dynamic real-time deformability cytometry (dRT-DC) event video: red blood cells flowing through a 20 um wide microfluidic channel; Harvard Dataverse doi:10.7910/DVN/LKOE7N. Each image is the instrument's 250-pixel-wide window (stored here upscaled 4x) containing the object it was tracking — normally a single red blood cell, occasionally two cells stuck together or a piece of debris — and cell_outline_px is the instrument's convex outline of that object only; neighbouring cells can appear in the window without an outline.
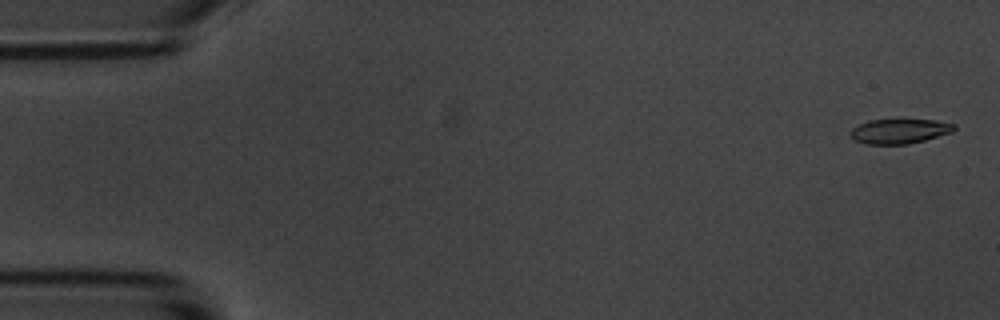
{"species": "common noctule bat (a hibernating species)", "species_latin": "Nyctalus noctula", "temperature_condition": "room temperature", "stored_images_in_passage": 56, "camera_frame_rate_fps": 3000, "um_per_image_px": 0.085, "animal": {"sex": "male", "body_mass_g": 20.1, "forearm_length_mm": 53.5}, "frame": {"image": 1, "passage_image": 2, "time_ms": 0.333, "image_size_px": [1000, 320], "cell_outline_px": [[956, 128], [952, 132], [924, 140], [908, 144], [868, 144], [856, 140], [848, 132], [852, 128], [868, 120], [936, 120], [956, 124]], "centroid_in_image_um": [76.47, 11.15], "position_along_channel_um": 8.5, "area_um2": 14.8}}
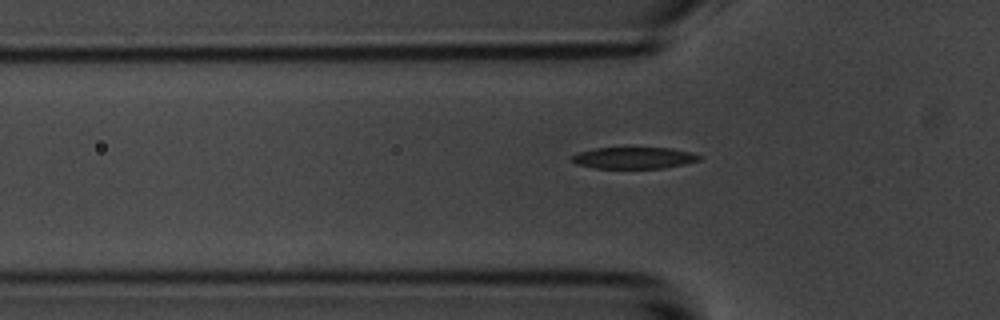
{"frame": {"image": 2, "passage_image": 18, "time_ms": 5.667, "image_size_px": [1000, 320], "cell_outline_px": [[700, 160], [684, 164], [664, 168], [596, 168], [576, 164], [572, 160], [572, 156], [580, 152], [596, 148], [672, 148], [692, 152], [700, 156]], "centroid_in_image_um": [53.91, 13.42], "position_along_channel_um": 71.9, "area_um2": 15.84}}
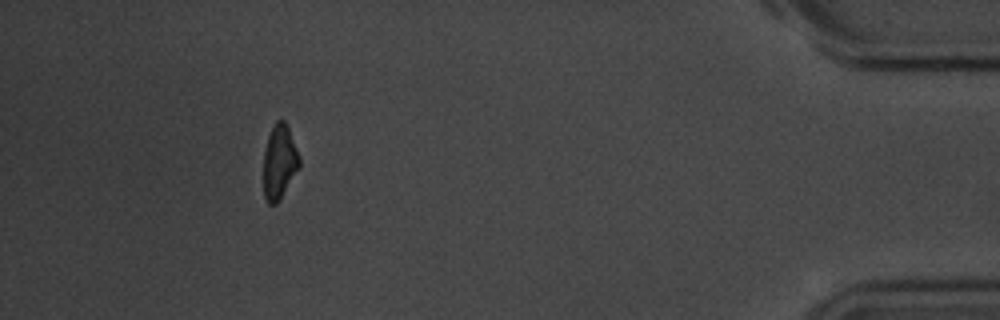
{"frame": {"image": 3, "passage_image": 51, "time_ms": 16.667, "image_size_px": [1000, 320], "cell_outline_px": [[300, 168], [280, 200], [276, 204], [268, 204], [264, 196], [264, 152], [268, 136], [276, 120], [284, 120], [288, 128], [300, 156]], "centroid_in_image_um": [23.76, 13.8], "position_along_channel_um": 411.4, "area_um2": 15.61}, "authors_computed_cell_mechanics": {"area_um2": 16.5886, "velocity_mm_per_s": 3.6341, "shape_relaxation_time_tau1_ms": 3.0706, "shape_relaxation_time_tau2_ms": 5.5406, "deformation_change_tau1": 0.1546, "deformation_change_tau2": 0.1338}}